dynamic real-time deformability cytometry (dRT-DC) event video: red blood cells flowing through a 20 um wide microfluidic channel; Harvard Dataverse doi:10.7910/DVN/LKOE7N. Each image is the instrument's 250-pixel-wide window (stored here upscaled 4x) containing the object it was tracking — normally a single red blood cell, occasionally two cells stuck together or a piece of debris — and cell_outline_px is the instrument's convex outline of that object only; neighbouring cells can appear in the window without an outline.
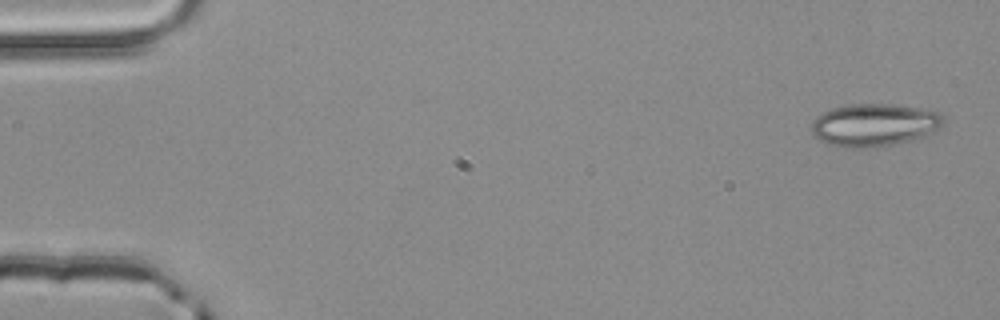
{"species": "common noctule bat (a hibernating species)", "species_latin": "Nyctalus noctula", "temperature_condition": "room temperature", "stored_images_in_passage": 4, "camera_frame_rate_fps": 3000, "um_per_image_px": 0.085, "animal": {"sex": "male", "body_mass_g": 20.4}, "frame": {"image": 1, "passage_image": 1, "time_ms": 0.0, "image_size_px": [1000, 320], "cell_outline_px": [[944, 124], [940, 128], [928, 136], [920, 140], [892, 144], [860, 148], [844, 148], [828, 144], [820, 140], [812, 132], [812, 124], [816, 116], [832, 108], [852, 104], [892, 104], [940, 112], [944, 116]], "centroid_in_image_um": [74.37, 10.63], "position_along_channel_um": 10.6, "area_um2": 33.06}}
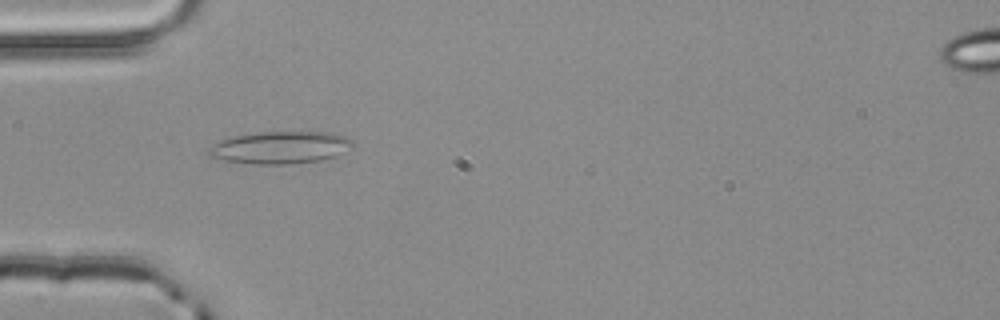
{"frame": {"image": 2, "passage_image": 4, "time_ms": 1.0, "image_size_px": [1000, 320], "cell_outline_px": [[352, 148], [336, 156], [320, 160], [288, 164], [256, 164], [224, 160], [208, 156], [208, 148], [212, 144], [220, 140], [232, 136], [260, 132], [332, 132], [344, 136], [352, 140]], "centroid_in_image_um": [23.81, 12.53], "position_along_channel_um": 61.2, "area_um2": 27.17}}